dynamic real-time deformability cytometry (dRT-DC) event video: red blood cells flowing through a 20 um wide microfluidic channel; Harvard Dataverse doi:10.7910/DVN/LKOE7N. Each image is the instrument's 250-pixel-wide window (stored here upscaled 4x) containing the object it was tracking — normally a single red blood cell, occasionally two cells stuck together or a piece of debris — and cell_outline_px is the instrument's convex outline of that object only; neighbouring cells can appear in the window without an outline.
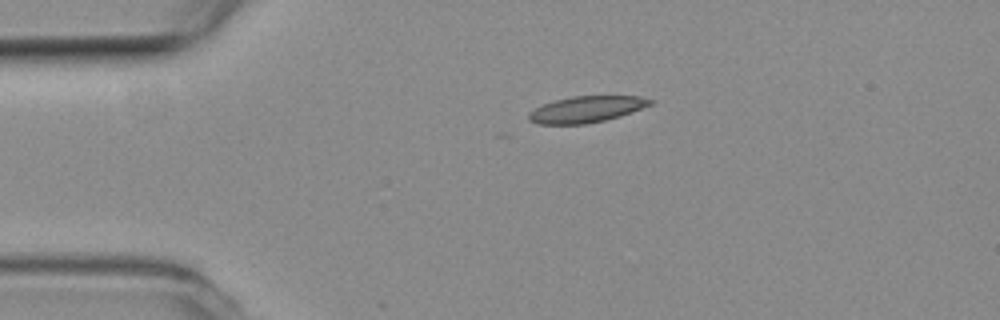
{"species": "common noctule bat (a hibernating species)", "species_latin": "Nyctalus noctula", "temperature_condition": "room temperature", "stored_images_in_passage": 9, "camera_frame_rate_fps": 3000, "um_per_image_px": 0.085, "animal": {"sex": "female", "body_mass_g": 19.3, "forearm_length_mm": 54.1}, "frame": {"image": 1, "passage_image": 1, "time_ms": 0.0, "image_size_px": [1000, 320], "cell_outline_px": [[656, 100], [652, 104], [620, 116], [588, 124], [536, 124], [528, 120], [528, 112], [544, 104], [556, 100], [572, 96], [640, 96]], "centroid_in_image_um": [49.85, 9.29], "position_along_channel_um": 35.2, "area_um2": 18.61}}
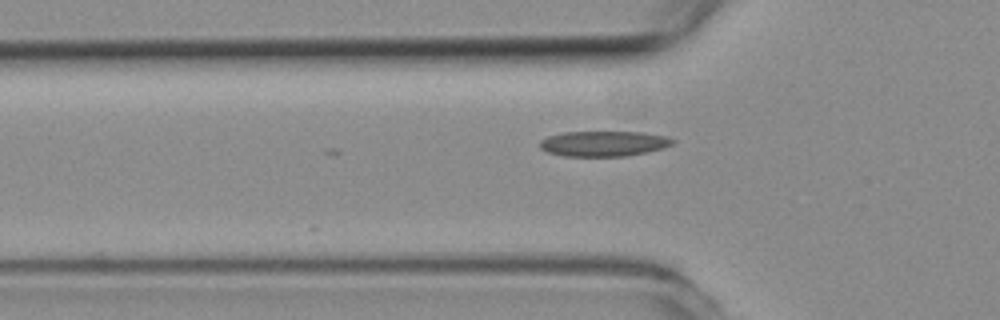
{"frame": {"image": 2, "passage_image": 7, "time_ms": 2.0, "image_size_px": [1000, 320], "cell_outline_px": [[676, 144], [664, 148], [648, 152], [624, 156], [564, 156], [548, 152], [540, 148], [540, 140], [548, 136], [564, 132], [644, 132], [664, 136], [676, 140]], "centroid_in_image_um": [51.35, 12.2], "position_along_channel_um": 74.4, "area_um2": 19.71}}